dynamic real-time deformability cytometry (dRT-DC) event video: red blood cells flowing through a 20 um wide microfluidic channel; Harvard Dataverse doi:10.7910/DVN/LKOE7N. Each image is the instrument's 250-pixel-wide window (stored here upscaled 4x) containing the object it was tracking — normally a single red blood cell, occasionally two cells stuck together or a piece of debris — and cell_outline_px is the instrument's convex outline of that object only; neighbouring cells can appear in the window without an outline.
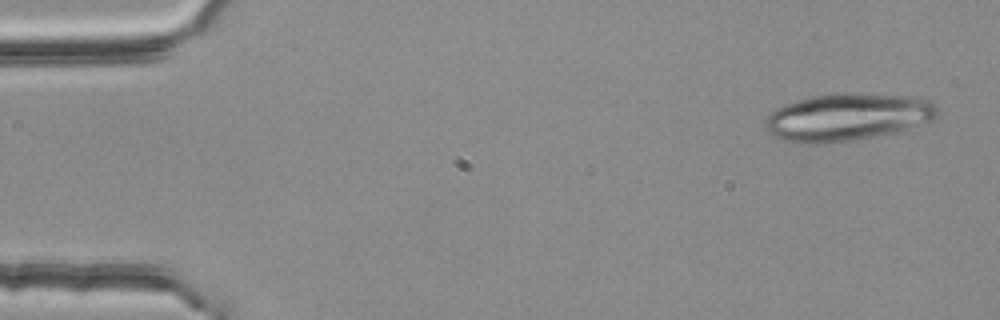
{"species": "common noctule bat (a hibernating species)", "species_latin": "Nyctalus noctula", "temperature_condition": "room temperature", "stored_images_in_passage": 16, "camera_frame_rate_fps": 3000, "um_per_image_px": 0.085, "animal": {"sex": "female", "body_mass_g": 25.1}, "frame": {"image": 1, "passage_image": 1, "time_ms": 0.0, "image_size_px": [1000, 320], "cell_outline_px": [[940, 112], [932, 120], [904, 128], [856, 140], [820, 144], [796, 144], [780, 140], [772, 136], [764, 128], [764, 120], [776, 108], [784, 104], [812, 96], [832, 92], [848, 92], [908, 96], [932, 100], [940, 108]], "centroid_in_image_um": [71.96, 9.94], "position_along_channel_um": 13.0, "area_um2": 47.97}}